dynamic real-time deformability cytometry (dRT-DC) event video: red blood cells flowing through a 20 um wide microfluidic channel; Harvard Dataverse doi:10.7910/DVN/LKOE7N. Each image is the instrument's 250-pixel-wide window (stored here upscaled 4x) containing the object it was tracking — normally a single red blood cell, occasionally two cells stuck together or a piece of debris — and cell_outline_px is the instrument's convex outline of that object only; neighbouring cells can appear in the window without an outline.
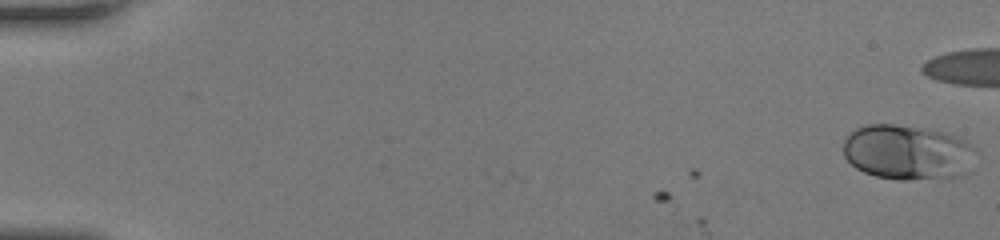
{"species": "human", "species_latin": "Homo sapiens", "temperature_condition": "room temperature", "stored_images_in_passage": 9, "camera_frame_rate_fps": 3000, "um_per_image_px": 0.085, "donor": {"sex": "female"}, "frame": {"image": 1, "passage_image": 1, "time_ms": 0.0, "image_size_px": [1000, 240], "cell_outline_px": [[976, 152], [964, 172], [960, 176], [908, 180], [896, 180], [876, 176], [864, 172], [856, 168], [844, 156], [844, 140], [856, 128], [868, 124], [892, 124], [940, 132], [956, 136], [964, 140]], "centroid_in_image_um": [77.08, 12.96], "position_along_channel_um": 7.9, "area_um2": 41.67}}